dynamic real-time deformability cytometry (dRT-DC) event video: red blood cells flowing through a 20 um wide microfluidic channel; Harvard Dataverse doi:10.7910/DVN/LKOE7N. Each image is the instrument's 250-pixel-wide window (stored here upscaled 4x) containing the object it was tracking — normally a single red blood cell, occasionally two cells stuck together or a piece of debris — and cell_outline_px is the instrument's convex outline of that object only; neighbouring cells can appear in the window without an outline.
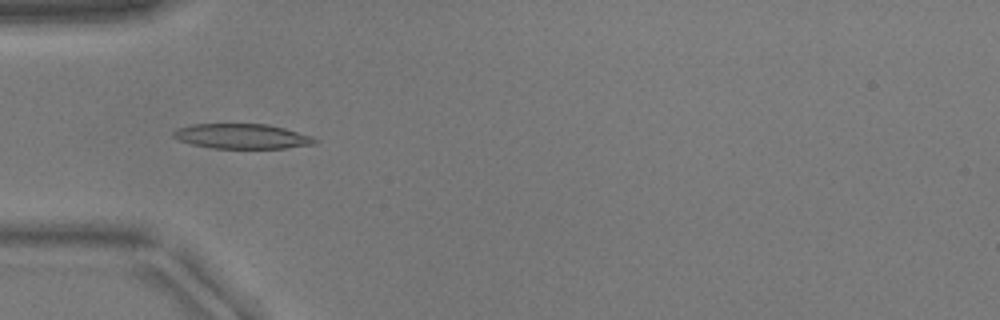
{"species": "common noctule bat (a hibernating species)", "species_latin": "Nyctalus noctula", "temperature_condition": "warm", "stored_images_in_passage": 51, "camera_frame_rate_fps": 3000, "um_per_image_px": 0.085, "animal": {"sex": "male", "body_mass_g": 17.9}, "frame": {"image": 1, "passage_image": 16, "time_ms": 5.0, "image_size_px": [1000, 320], "cell_outline_px": [[320, 140], [316, 144], [284, 148], [212, 148], [192, 144], [180, 140], [172, 136], [172, 132], [176, 128], [192, 124], [268, 124], [284, 128], [312, 136]], "centroid_in_image_um": [20.58, 11.58], "position_along_channel_um": 64.4, "area_um2": 20.58}}
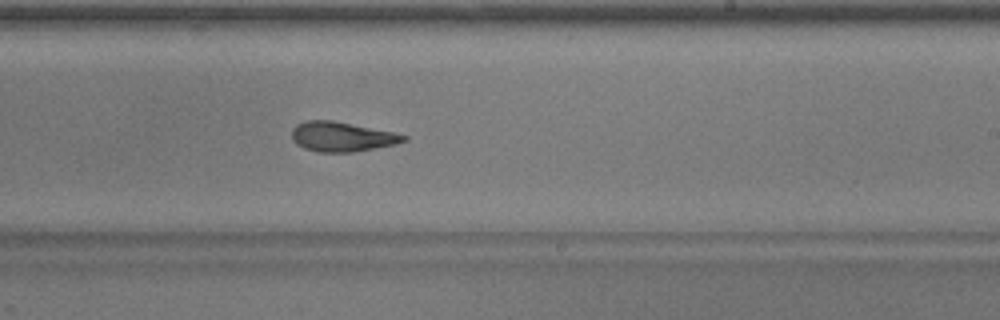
{"frame": {"image": 2, "passage_image": 31, "time_ms": 10.0, "image_size_px": [1000, 320], "cell_outline_px": [[408, 140], [396, 144], [352, 152], [320, 152], [304, 148], [296, 144], [292, 140], [292, 128], [296, 124], [304, 120], [332, 120], [392, 132], [408, 136]], "centroid_in_image_um": [29.02, 11.61], "position_along_channel_um": 260.0, "area_um2": 19.31}}
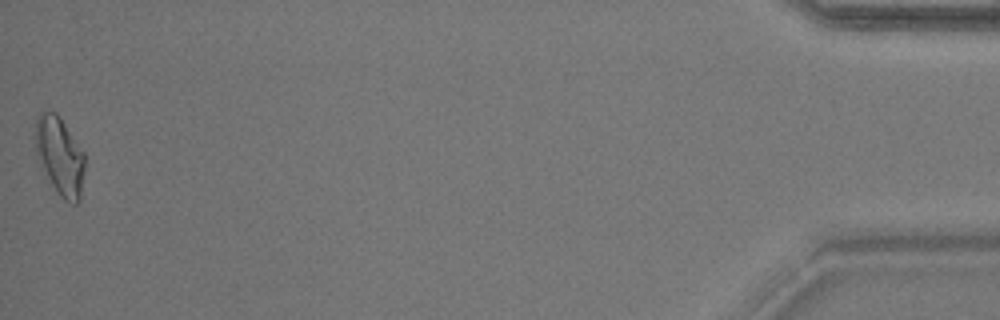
{"frame": {"image": 3, "passage_image": 51, "time_ms": 16.667, "image_size_px": [1000, 320], "cell_outline_px": [[84, 172], [80, 200], [76, 204], [72, 204], [64, 200], [56, 192], [36, 152], [32, 136], [36, 116], [44, 108], [56, 112], [60, 116], [84, 152]], "centroid_in_image_um": [5.06, 13.18], "position_along_channel_um": 430.1, "area_um2": 22.95}}